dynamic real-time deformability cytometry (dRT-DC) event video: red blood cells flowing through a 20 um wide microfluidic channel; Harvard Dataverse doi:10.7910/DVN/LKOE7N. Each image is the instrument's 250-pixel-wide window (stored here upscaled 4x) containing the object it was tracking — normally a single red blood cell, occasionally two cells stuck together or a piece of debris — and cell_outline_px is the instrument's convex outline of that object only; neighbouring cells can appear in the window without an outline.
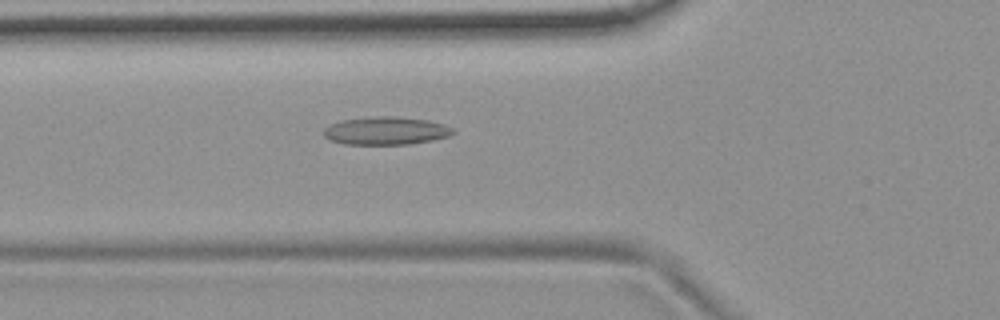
{"species": "common noctule bat (a hibernating species)", "species_latin": "Nyctalus noctula", "temperature_condition": "room temperature", "stored_images_in_passage": 34, "camera_frame_rate_fps": 3000, "um_per_image_px": 0.085, "animal": {"sex": "female", "body_mass_g": 19.9}, "frame": {"image": 1, "passage_image": 3, "time_ms": 0.667, "image_size_px": [1000, 320], "cell_outline_px": [[456, 132], [448, 136], [432, 140], [408, 144], [344, 144], [328, 140], [324, 136], [324, 128], [340, 120], [372, 116], [392, 116], [428, 120], [444, 124], [452, 128]], "centroid_in_image_um": [32.78, 11.11], "position_along_channel_um": 93.0, "area_um2": 21.1}}
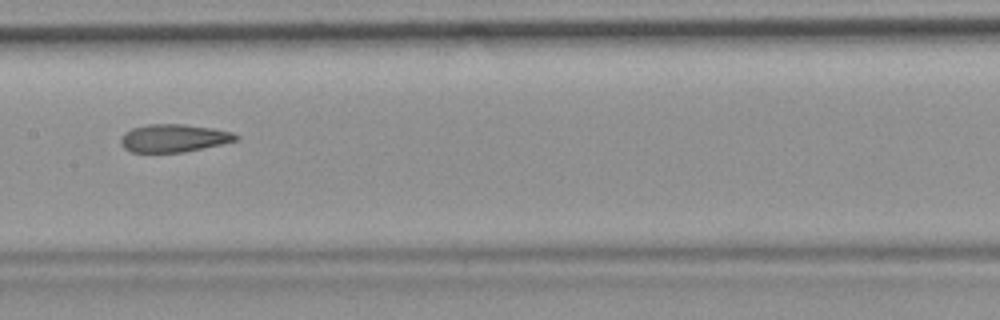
{"frame": {"image": 2, "passage_image": 11, "time_ms": 3.333, "image_size_px": [1000, 320], "cell_outline_px": [[240, 136], [236, 140], [220, 144], [184, 152], [132, 152], [124, 148], [120, 144], [120, 140], [124, 132], [132, 128], [148, 124], [184, 124], [212, 128], [232, 132]], "centroid_in_image_um": [14.74, 11.73], "position_along_channel_um": 192.7, "area_um2": 18.61}}
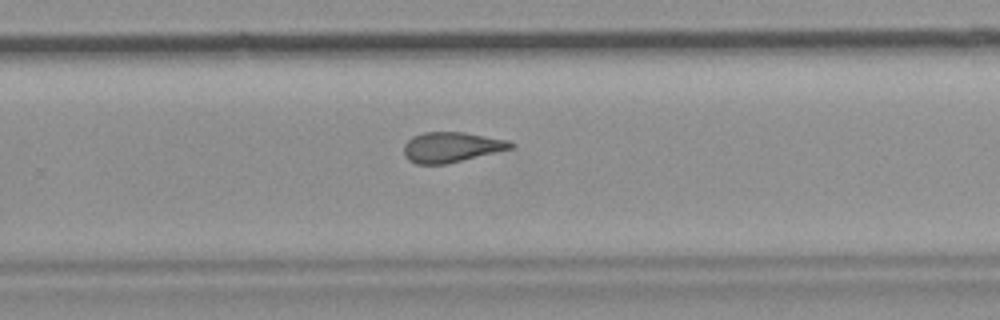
{"frame": {"image": 3, "passage_image": 19, "time_ms": 6.0, "image_size_px": [1000, 320], "cell_outline_px": [[516, 144], [512, 148], [444, 164], [416, 164], [408, 160], [404, 156], [404, 144], [412, 136], [424, 132], [464, 132], [508, 140]], "centroid_in_image_um": [38.33, 12.5], "position_along_channel_um": 291.5, "area_um2": 18.67}, "authors_computed_cell_mechanics": {"area_um2": 18.9295, "velocity_mm_per_s": 3.719, "shape_relaxation_time_tau1_ms": null, "shape_relaxation_time_tau2_ms": 2.2346, "deformation_change_tau1": null, "deformation_change_tau2": 0.1072}}